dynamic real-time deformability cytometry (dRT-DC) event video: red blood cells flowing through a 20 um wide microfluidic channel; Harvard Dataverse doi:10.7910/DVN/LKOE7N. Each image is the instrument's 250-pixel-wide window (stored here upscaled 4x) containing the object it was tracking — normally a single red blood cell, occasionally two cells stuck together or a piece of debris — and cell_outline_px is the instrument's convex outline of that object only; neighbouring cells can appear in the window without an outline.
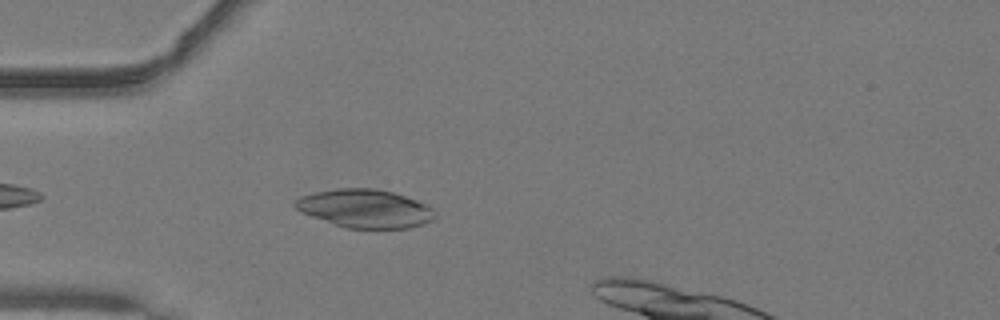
{"species": "common noctule bat (a hibernating species)", "species_latin": "Nyctalus noctula", "temperature_condition": "warm", "stored_images_in_passage": 31, "camera_frame_rate_fps": 3000, "um_per_image_px": 0.085, "animal": {"sex": "male", "body_mass_g": 19.2, "forearm_length_mm": 51.8}, "frame": {"image": 1, "passage_image": 1, "time_ms": 0.0, "image_size_px": [1000, 320], "cell_outline_px": [[436, 216], [432, 220], [424, 224], [408, 228], [348, 228], [300, 212], [292, 204], [300, 196], [316, 192], [336, 188], [376, 188], [392, 192], [416, 200], [432, 208]], "centroid_in_image_um": [31.03, 17.72], "position_along_channel_um": 54.0, "area_um2": 30.98}}
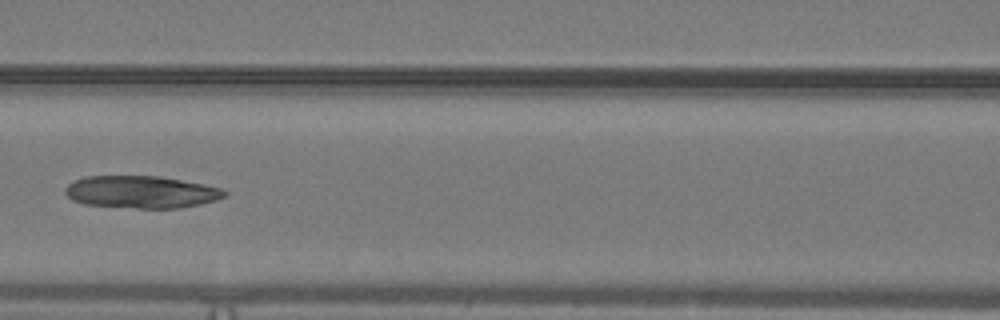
{"frame": {"image": 2, "passage_image": 9, "time_ms": 2.667, "image_size_px": [1000, 320], "cell_outline_px": [[228, 192], [224, 196], [216, 200], [200, 204], [180, 208], [136, 208], [84, 204], [72, 200], [64, 192], [64, 188], [68, 184], [84, 176], [160, 176], [220, 188]], "centroid_in_image_um": [11.97, 16.32], "position_along_channel_um": 154.6, "area_um2": 29.82}}
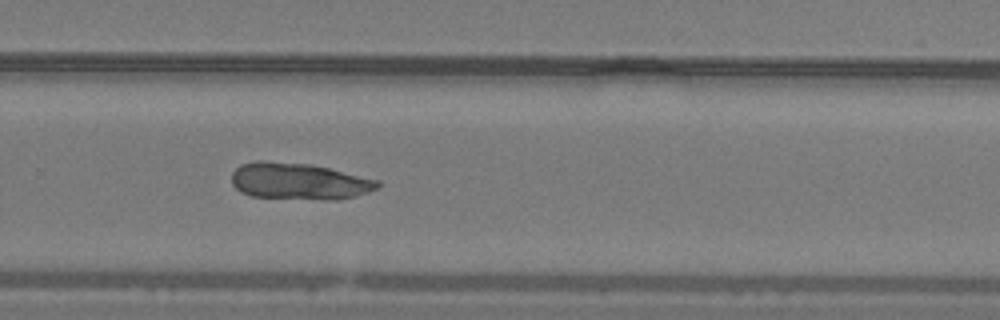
{"frame": {"image": 3, "passage_image": 20, "time_ms": 6.333, "image_size_px": [1000, 320], "cell_outline_px": [[380, 188], [356, 196], [336, 200], [324, 200], [248, 196], [240, 192], [232, 184], [232, 172], [240, 164], [256, 160], [264, 160], [312, 164], [380, 180]], "centroid_in_image_um": [25.42, 15.4], "position_along_channel_um": 304.4, "area_um2": 31.67}}